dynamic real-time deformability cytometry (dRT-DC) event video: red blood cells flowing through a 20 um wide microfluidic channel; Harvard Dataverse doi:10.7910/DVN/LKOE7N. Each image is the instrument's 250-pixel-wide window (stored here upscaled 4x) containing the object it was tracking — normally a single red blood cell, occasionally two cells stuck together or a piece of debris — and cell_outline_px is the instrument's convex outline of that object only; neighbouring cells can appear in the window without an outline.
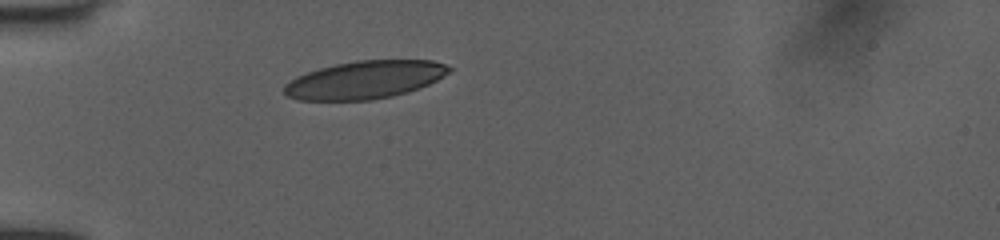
{"species": "human", "species_latin": "Homo sapiens", "temperature_condition": "room temperature", "stored_images_in_passage": 30, "camera_frame_rate_fps": 3000, "um_per_image_px": 0.085, "donor": {"sex": "female"}, "frame": {"image": 1, "passage_image": 1, "time_ms": 0.0, "image_size_px": [1000, 240], "cell_outline_px": [[452, 68], [444, 76], [428, 84], [408, 92], [392, 96], [372, 100], [296, 100], [288, 96], [284, 92], [284, 84], [296, 76], [320, 68], [336, 64], [356, 60], [432, 60], [444, 64]], "centroid_in_image_um": [30.99, 6.78], "position_along_channel_um": 54.0, "area_um2": 36.3}}
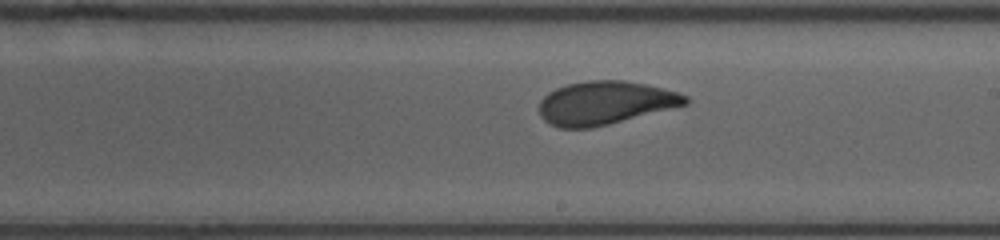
{"frame": {"image": 2, "passage_image": 16, "time_ms": 5.0, "image_size_px": [1000, 240], "cell_outline_px": [[688, 104], [592, 128], [560, 128], [548, 124], [540, 116], [540, 100], [548, 92], [556, 88], [568, 84], [588, 80], [624, 80], [648, 84], [664, 88], [688, 96]], "centroid_in_image_um": [51.41, 8.74], "position_along_channel_um": 237.6, "area_um2": 36.93}}
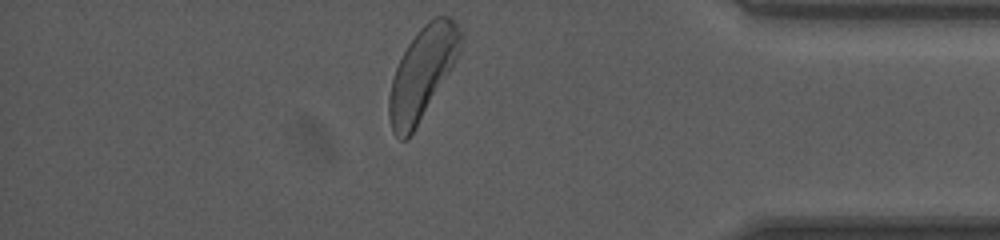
{"frame": {"image": 3, "passage_image": 30, "time_ms": 9.667, "image_size_px": [1000, 240], "cell_outline_px": [[460, 44], [456, 60], [452, 68], [408, 140], [400, 140], [392, 132], [388, 116], [388, 96], [392, 80], [396, 68], [408, 44], [420, 28], [428, 20], [436, 16], [448, 16], [456, 24], [460, 32]], "centroid_in_image_um": [35.85, 6.26], "position_along_channel_um": 399.3, "area_um2": 37.51}, "authors_computed_cell_mechanics": {"area_um2": 37.2521, "velocity_mm_per_s": 4.0024, "shape_relaxation_time_tau1_ms": 2.9463, "shape_relaxation_time_tau2_ms": 1.0409, "deformation_change_tau1": 0.1331, "deformation_change_tau2": 0.0629}}